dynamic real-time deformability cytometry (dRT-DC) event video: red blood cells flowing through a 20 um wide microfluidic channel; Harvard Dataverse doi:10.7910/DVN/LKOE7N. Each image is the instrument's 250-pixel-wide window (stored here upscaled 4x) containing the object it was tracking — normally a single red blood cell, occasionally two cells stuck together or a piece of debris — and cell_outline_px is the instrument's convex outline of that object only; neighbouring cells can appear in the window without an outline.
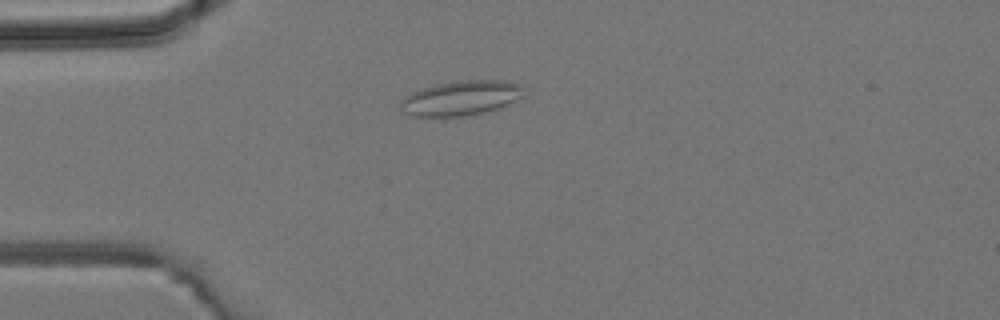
{"species": "common noctule bat (a hibernating species)", "species_latin": "Nyctalus noctula", "temperature_condition": "room temperature", "stored_images_in_passage": 37, "camera_frame_rate_fps": 3000, "um_per_image_px": 0.085, "animal": {"sex": "male", "body_mass_g": 19.2, "forearm_length_mm": 51.8}, "frame": {"image": 1, "passage_image": 4, "time_ms": 1.0, "image_size_px": [1000, 320], "cell_outline_px": [[524, 100], [484, 112], [460, 116], [416, 116], [404, 112], [400, 104], [404, 96], [412, 92], [436, 84], [456, 80], [504, 80], [524, 84]], "centroid_in_image_um": [39.3, 8.31], "position_along_channel_um": 45.7, "area_um2": 25.26}}
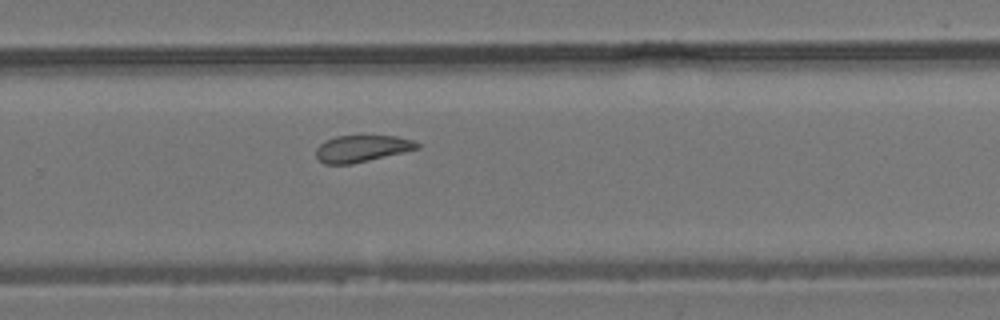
{"frame": {"image": 2, "passage_image": 22, "time_ms": 7.0, "image_size_px": [1000, 320], "cell_outline_px": [[420, 148], [352, 164], [324, 164], [316, 156], [316, 148], [324, 140], [336, 136], [396, 136], [412, 140], [420, 144]], "centroid_in_image_um": [30.74, 12.62], "position_along_channel_um": 299.1, "area_um2": 15.66}}
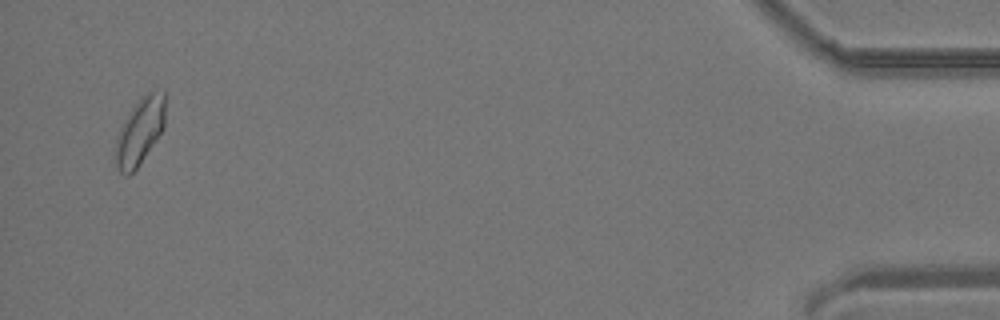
{"frame": {"image": 3, "passage_image": 36, "time_ms": 11.667, "image_size_px": [1000, 320], "cell_outline_px": [[164, 128], [140, 164], [128, 176], [124, 176], [116, 168], [112, 160], [116, 140], [120, 128], [124, 120], [132, 108], [148, 92], [164, 92]], "centroid_in_image_um": [11.83, 11.26], "position_along_channel_um": 423.4, "area_um2": 19.25}}